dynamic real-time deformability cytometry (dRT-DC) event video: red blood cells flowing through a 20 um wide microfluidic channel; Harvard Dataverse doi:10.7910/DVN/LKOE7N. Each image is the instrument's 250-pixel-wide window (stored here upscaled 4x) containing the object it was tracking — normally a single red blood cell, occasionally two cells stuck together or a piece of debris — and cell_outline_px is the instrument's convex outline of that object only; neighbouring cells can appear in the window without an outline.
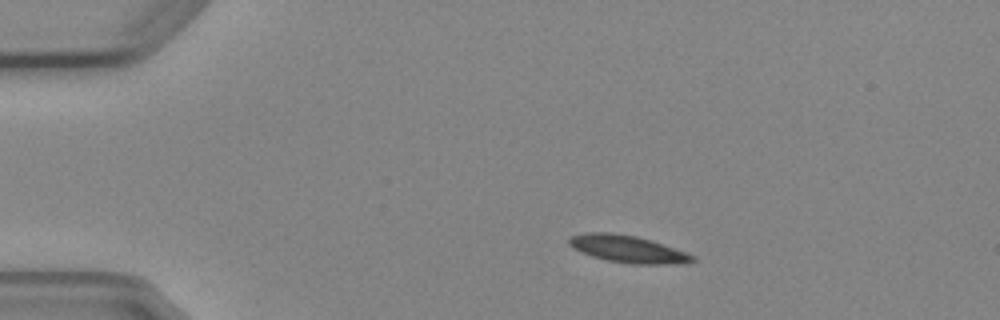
{"species": "Egyptian fruit bat (a non-hibernating species)", "species_latin": "Rousettus aegyptiacus", "temperature_condition": "cold", "stored_images_in_passage": 8, "camera_frame_rate_fps": 3000, "um_per_image_px": 0.085, "animal": {"sex": "female"}, "frame": {"image": 1, "passage_image": 1, "time_ms": 0.0, "image_size_px": [1000, 320], "cell_outline_px": [[696, 260], [684, 264], [632, 264], [608, 260], [592, 256], [580, 252], [572, 248], [568, 244], [568, 240], [572, 236], [584, 232], [612, 232], [636, 236], [652, 240], [688, 252], [696, 256]], "centroid_in_image_um": [53.4, 21.16], "position_along_channel_um": 31.6, "area_um2": 19.88}}
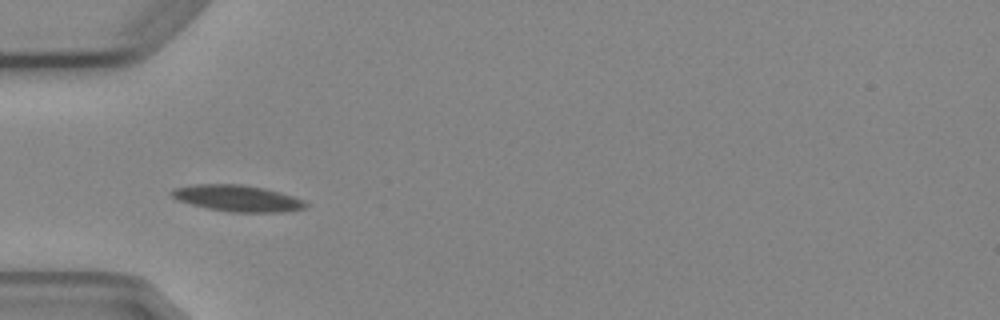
{"frame": {"image": 2, "passage_image": 3, "time_ms": 2.333, "image_size_px": [1000, 320], "cell_outline_px": [[308, 208], [280, 212], [232, 212], [208, 208], [176, 200], [168, 192], [172, 188], [196, 184], [240, 184], [264, 188], [280, 192], [304, 200], [308, 204]], "centroid_in_image_um": [20.17, 16.85], "position_along_channel_um": 64.8, "area_um2": 20.63}}
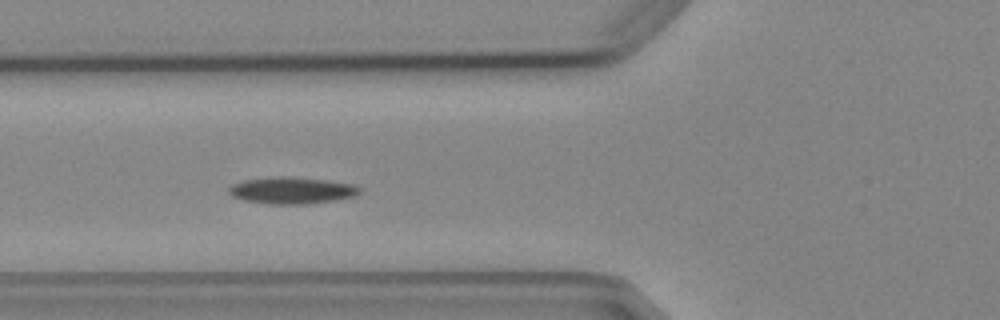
{"frame": {"image": 3, "passage_image": 4, "time_ms": 3.333, "image_size_px": [1000, 320], "cell_outline_px": [[360, 192], [356, 196], [336, 200], [304, 204], [268, 204], [244, 200], [232, 196], [228, 192], [228, 188], [232, 184], [244, 180], [272, 176], [288, 176], [324, 180], [356, 184], [360, 188]], "centroid_in_image_um": [24.8, 16.18], "position_along_channel_um": 101.0, "area_um2": 20.52}}